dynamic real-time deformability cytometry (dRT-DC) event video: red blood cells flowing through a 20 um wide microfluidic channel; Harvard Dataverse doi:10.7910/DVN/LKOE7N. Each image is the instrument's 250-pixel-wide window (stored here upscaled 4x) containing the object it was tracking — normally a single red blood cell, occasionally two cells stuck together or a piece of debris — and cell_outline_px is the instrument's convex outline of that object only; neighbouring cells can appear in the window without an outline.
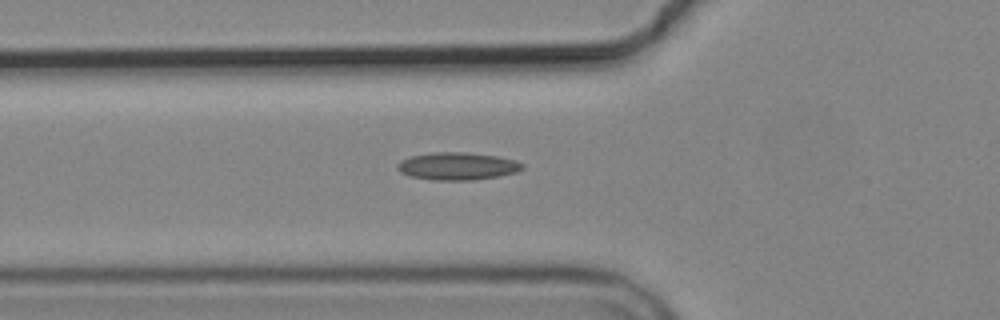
{"species": "common noctule bat (a hibernating species)", "species_latin": "Nyctalus noctula", "temperature_condition": "cold", "stored_images_in_passage": 6, "camera_frame_rate_fps": 3000, "um_per_image_px": 0.085, "animal": {"sex": "male", "body_mass_g": 19.2, "forearm_length_mm": 51.8}, "frame": {"image": 1, "passage_image": 6, "time_ms": 7.0, "image_size_px": [1000, 320], "cell_outline_px": [[524, 168], [516, 172], [496, 176], [472, 180], [432, 180], [412, 176], [400, 172], [396, 168], [396, 164], [400, 160], [412, 156], [432, 152], [464, 152], [500, 156], [516, 160], [524, 164]], "centroid_in_image_um": [38.88, 14.11], "position_along_channel_um": 86.9, "area_um2": 20.11}}